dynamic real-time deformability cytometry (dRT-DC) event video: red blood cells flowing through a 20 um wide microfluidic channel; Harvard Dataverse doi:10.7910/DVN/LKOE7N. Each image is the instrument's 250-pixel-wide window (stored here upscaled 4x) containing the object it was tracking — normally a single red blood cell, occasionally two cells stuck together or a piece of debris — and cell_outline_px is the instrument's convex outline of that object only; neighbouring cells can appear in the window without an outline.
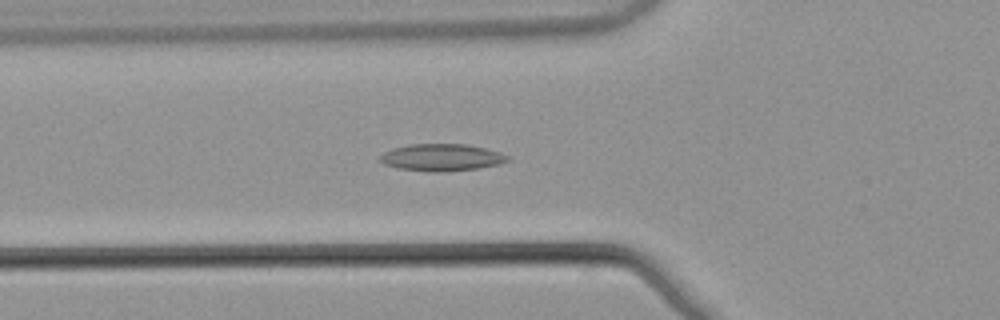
{"species": "common noctule bat (a hibernating species)", "species_latin": "Nyctalus noctula", "temperature_condition": "warm", "stored_images_in_passage": 53, "camera_frame_rate_fps": 3000, "um_per_image_px": 0.085, "animal": {"sex": "male", "body_mass_g": 21.5, "forearm_length_mm": 52.0}, "frame": {"image": 1, "passage_image": 19, "time_ms": 6.0, "image_size_px": [1000, 320], "cell_outline_px": [[512, 160], [500, 164], [476, 168], [436, 172], [428, 172], [396, 168], [384, 164], [380, 160], [380, 156], [384, 152], [392, 148], [408, 144], [464, 144], [484, 148], [500, 152], [508, 156]], "centroid_in_image_um": [37.52, 13.38], "position_along_channel_um": 88.3, "area_um2": 20.11}}
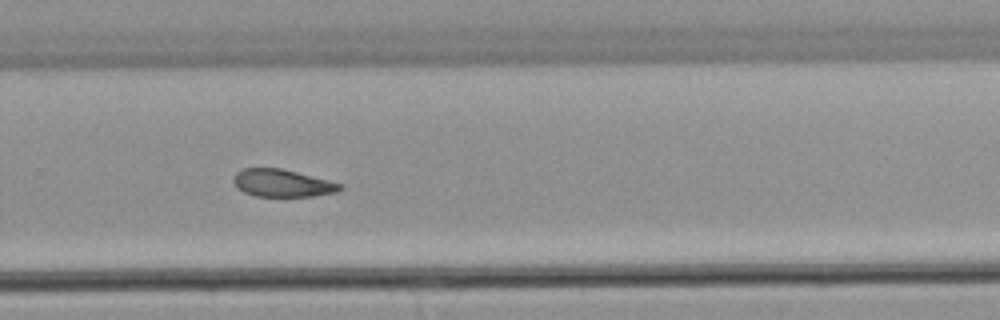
{"frame": {"image": 2, "passage_image": 36, "time_ms": 11.667, "image_size_px": [1000, 320], "cell_outline_px": [[344, 188], [336, 192], [312, 196], [252, 196], [236, 188], [236, 172], [244, 168], [280, 168], [344, 184]], "centroid_in_image_um": [24.03, 15.57], "position_along_channel_um": 305.8, "area_um2": 16.88}}
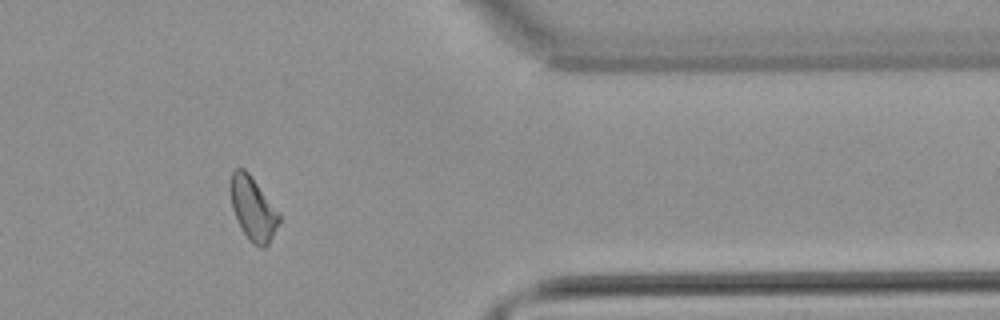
{"frame": {"image": 3, "passage_image": 44, "time_ms": 14.333, "image_size_px": [1000, 320], "cell_outline_px": [[280, 220], [268, 244], [264, 248], [260, 248], [252, 244], [248, 240], [240, 228], [232, 208], [228, 184], [232, 172], [236, 168], [244, 168], [248, 172], [280, 216]], "centroid_in_image_um": [21.44, 17.74], "position_along_channel_um": 390.0, "area_um2": 17.86}}